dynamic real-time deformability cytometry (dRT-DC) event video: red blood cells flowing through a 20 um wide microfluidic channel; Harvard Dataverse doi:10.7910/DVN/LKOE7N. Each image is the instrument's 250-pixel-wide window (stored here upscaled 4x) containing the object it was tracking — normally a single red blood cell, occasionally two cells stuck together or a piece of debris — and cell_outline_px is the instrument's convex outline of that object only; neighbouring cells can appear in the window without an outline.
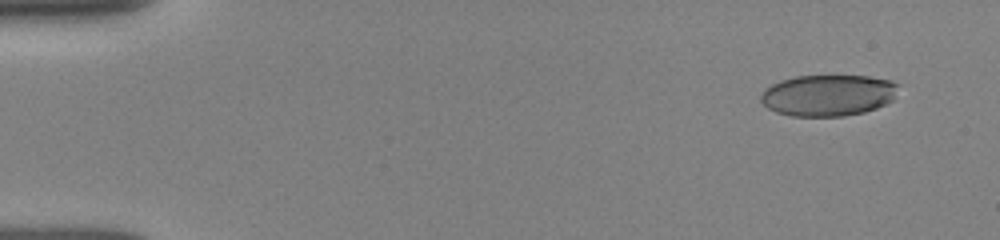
{"species": "human", "species_latin": "Homo sapiens", "temperature_condition": "room temperature", "stored_images_in_passage": 24, "camera_frame_rate_fps": 3000, "um_per_image_px": 0.085, "donor": {"sex": "female"}, "frame": {"image": 1, "passage_image": 2, "time_ms": 0.333, "image_size_px": [1000, 240], "cell_outline_px": [[900, 84], [892, 100], [876, 108], [864, 112], [844, 116], [792, 116], [776, 112], [768, 108], [760, 100], [760, 96], [764, 88], [780, 80], [796, 76], [868, 76], [892, 80]], "centroid_in_image_um": [70.38, 8.09], "position_along_channel_um": 14.6, "area_um2": 33.29}}
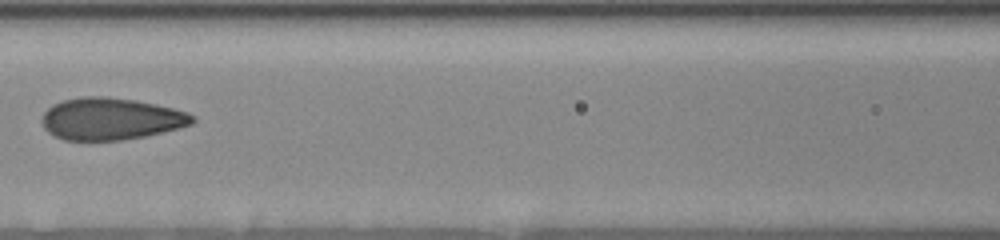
{"frame": {"image": 2, "passage_image": 15, "time_ms": 4.667, "image_size_px": [1000, 240], "cell_outline_px": [[196, 120], [192, 124], [144, 136], [120, 140], [64, 140], [48, 132], [44, 128], [40, 120], [44, 112], [52, 104], [64, 100], [80, 96], [104, 96], [136, 100], [156, 104], [188, 112], [196, 116]], "centroid_in_image_um": [9.4, 10.09], "position_along_channel_um": 157.2, "area_um2": 36.88}}
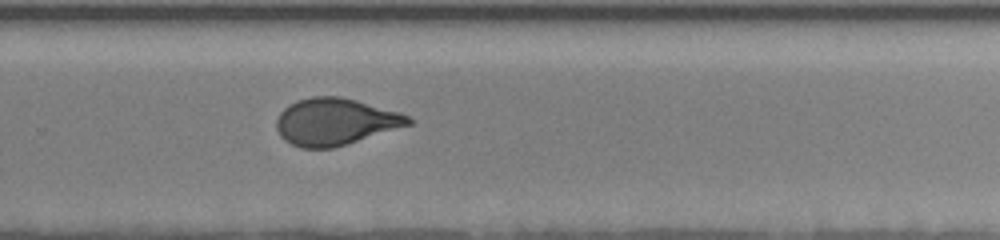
{"frame": {"image": 3, "passage_image": 24, "time_ms": 7.667, "image_size_px": [1000, 240], "cell_outline_px": [[412, 124], [332, 148], [300, 148], [284, 140], [280, 136], [276, 128], [276, 120], [280, 112], [288, 104], [296, 100], [312, 96], [340, 96], [356, 100], [400, 112], [408, 116], [412, 120]], "centroid_in_image_um": [28.45, 10.33], "position_along_channel_um": 301.3, "area_um2": 36.01}}